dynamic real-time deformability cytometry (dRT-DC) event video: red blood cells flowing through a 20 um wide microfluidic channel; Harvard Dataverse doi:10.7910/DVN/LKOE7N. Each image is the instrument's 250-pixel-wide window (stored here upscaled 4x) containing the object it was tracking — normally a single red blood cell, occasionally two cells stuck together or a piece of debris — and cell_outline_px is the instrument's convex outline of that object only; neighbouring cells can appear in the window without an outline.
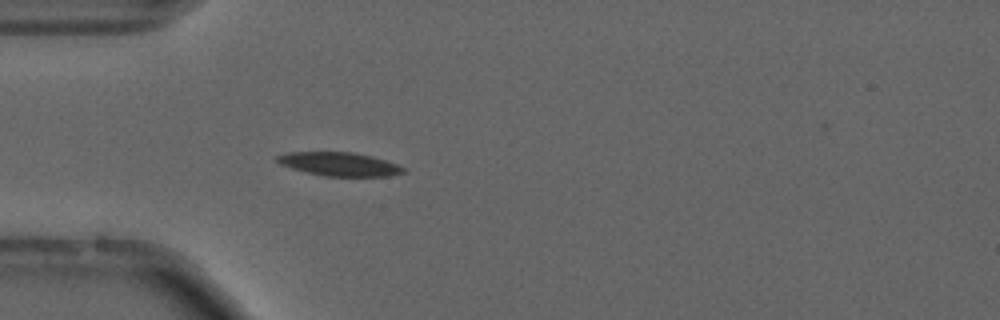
{"species": "common noctule bat (a hibernating species)", "species_latin": "Nyctalus noctula", "temperature_condition": "cold", "stored_images_in_passage": 40, "camera_frame_rate_fps": 3000, "um_per_image_px": 0.085, "animal": {"sex": "male", "forearm_length_mm": 52.5}, "frame": {"image": 1, "passage_image": 1, "time_ms": 0.0, "image_size_px": [1000, 320], "cell_outline_px": [[404, 172], [388, 176], [324, 176], [292, 168], [280, 164], [276, 160], [276, 156], [288, 152], [352, 152], [372, 156], [396, 164], [404, 168]], "centroid_in_image_um": [28.82, 13.94], "position_along_channel_um": 56.2, "area_um2": 17.11}, "authors_computed_cell_mechanics": {"area_um2": 16.5019, "velocity_mm_per_s": 3.7108, "shape_relaxation_time_tau1_ms": null, "shape_relaxation_time_tau2_ms": 4.5448, "deformation_change_tau1": null, "deformation_change_tau2": 0.1314}}